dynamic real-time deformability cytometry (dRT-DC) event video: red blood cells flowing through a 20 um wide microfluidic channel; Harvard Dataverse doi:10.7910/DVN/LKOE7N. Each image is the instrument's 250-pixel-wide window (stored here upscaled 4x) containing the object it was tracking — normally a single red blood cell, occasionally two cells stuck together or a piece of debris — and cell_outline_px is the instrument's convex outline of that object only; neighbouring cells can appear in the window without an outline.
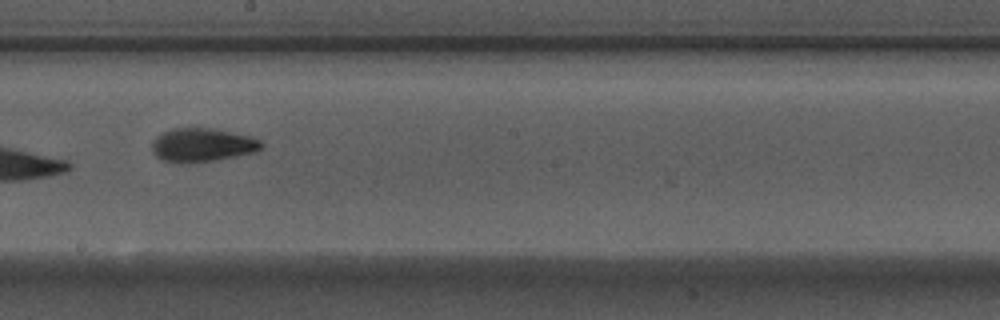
{"species": "Egyptian fruit bat (a non-hibernating species)", "species_latin": "Rousettus aegyptiacus", "temperature_condition": "warm", "stored_images_in_passage": 9, "camera_frame_rate_fps": 3000, "um_per_image_px": 0.085, "animal": {"sex": "male"}, "frame": {"image": 1, "passage_image": 7, "time_ms": 2.0, "image_size_px": [1000, 320], "cell_outline_px": [[264, 144], [256, 152], [216, 160], [164, 160], [156, 156], [152, 152], [152, 140], [156, 136], [172, 128], [216, 128], [252, 136], [260, 140]], "centroid_in_image_um": [17.25, 12.27], "position_along_channel_um": 231.0, "area_um2": 20.98}}
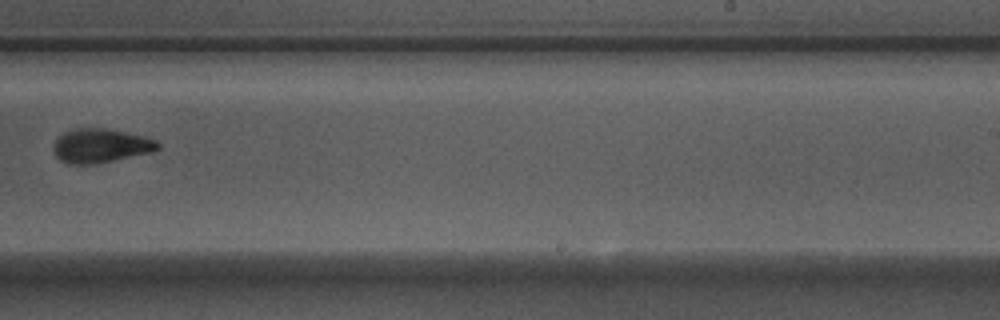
{"frame": {"image": 2, "passage_image": 8, "time_ms": 2.333, "image_size_px": [1000, 320], "cell_outline_px": [[160, 148], [152, 152], [92, 164], [68, 164], [60, 160], [56, 156], [52, 148], [52, 144], [64, 132], [76, 128], [108, 128], [144, 136], [156, 140], [160, 144]], "centroid_in_image_um": [8.54, 12.37], "position_along_channel_um": 280.5, "area_um2": 20.69}}
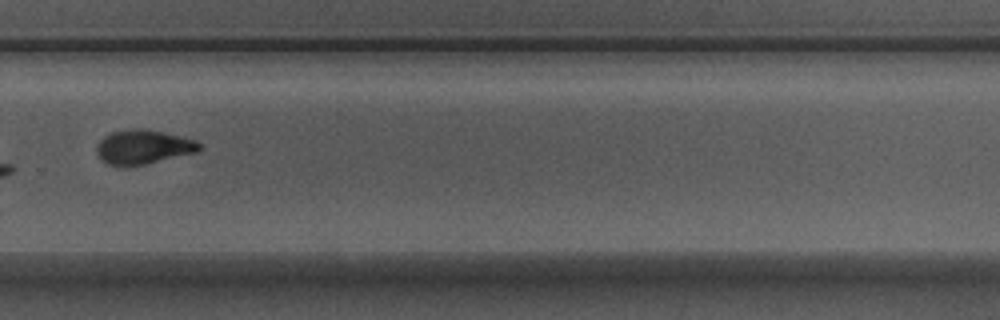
{"frame": {"image": 3, "passage_image": 9, "time_ms": 2.667, "image_size_px": [1000, 320], "cell_outline_px": [[200, 148], [196, 152], [144, 164], [108, 164], [96, 152], [96, 148], [100, 140], [104, 136], [112, 132], [132, 128], [144, 128], [164, 132], [196, 140], [200, 144]], "centroid_in_image_um": [12.19, 12.45], "position_along_channel_um": 317.6, "area_um2": 19.94}}